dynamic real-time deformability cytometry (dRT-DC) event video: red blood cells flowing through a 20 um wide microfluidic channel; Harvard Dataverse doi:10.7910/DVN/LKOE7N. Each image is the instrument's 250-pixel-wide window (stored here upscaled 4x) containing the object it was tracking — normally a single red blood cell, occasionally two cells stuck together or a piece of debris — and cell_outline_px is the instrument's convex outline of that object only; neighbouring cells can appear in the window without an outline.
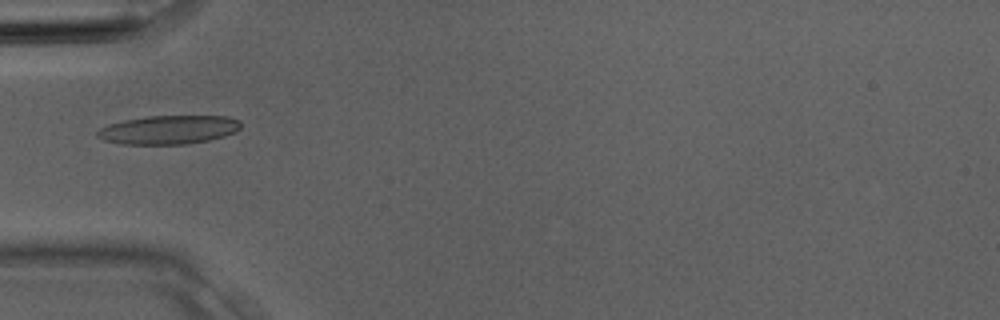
{"species": "Egyptian fruit bat (a non-hibernating species)", "species_latin": "Rousettus aegyptiacus", "temperature_condition": "room temperature", "stored_images_in_passage": 4, "camera_frame_rate_fps": 3000, "um_per_image_px": 0.085, "animal": {"sex": "male"}, "frame": {"image": 1, "passage_image": 4, "time_ms": 1.0, "image_size_px": [1000, 320], "cell_outline_px": [[240, 128], [236, 132], [224, 136], [208, 140], [184, 144], [124, 144], [104, 140], [96, 136], [96, 132], [100, 128], [108, 124], [124, 120], [148, 116], [228, 116], [240, 120]], "centroid_in_image_um": [14.34, 11.02], "position_along_channel_um": 70.7, "area_um2": 23.99}}